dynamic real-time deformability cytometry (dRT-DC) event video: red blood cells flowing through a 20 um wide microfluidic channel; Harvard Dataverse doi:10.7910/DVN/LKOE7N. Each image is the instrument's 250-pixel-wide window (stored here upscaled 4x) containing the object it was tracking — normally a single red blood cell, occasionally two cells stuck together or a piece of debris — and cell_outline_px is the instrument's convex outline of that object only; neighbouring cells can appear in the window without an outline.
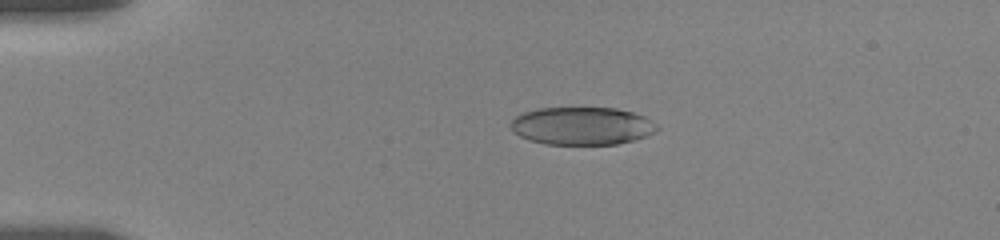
{"species": "human", "species_latin": "Homo sapiens", "temperature_condition": "room temperature", "stored_images_in_passage": 60, "camera_frame_rate_fps": 3000, "um_per_image_px": 0.085, "donor": {"sex": "female"}, "frame": {"image": 1, "passage_image": 17, "time_ms": 3.333, "image_size_px": [1000, 240], "cell_outline_px": [[660, 128], [656, 132], [648, 136], [616, 144], [544, 144], [528, 140], [512, 132], [512, 120], [516, 116], [524, 112], [536, 108], [616, 108], [632, 112], [644, 116], [656, 124]], "centroid_in_image_um": [49.47, 10.7], "position_along_channel_um": 35.5, "area_um2": 32.31}}
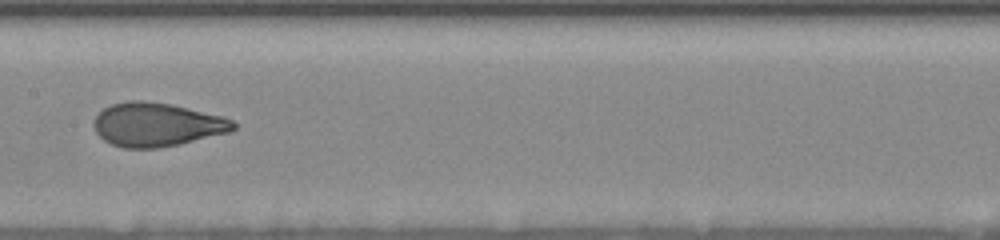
{"frame": {"image": 2, "passage_image": 35, "time_ms": 9.0, "image_size_px": [1000, 240], "cell_outline_px": [[236, 128], [232, 132], [180, 144], [156, 148], [124, 148], [112, 144], [104, 140], [96, 132], [92, 124], [92, 120], [104, 108], [112, 104], [128, 100], [140, 100], [172, 104], [224, 116], [232, 120], [236, 124]], "centroid_in_image_um": [13.35, 10.59], "position_along_channel_um": 194.1, "area_um2": 35.84}}
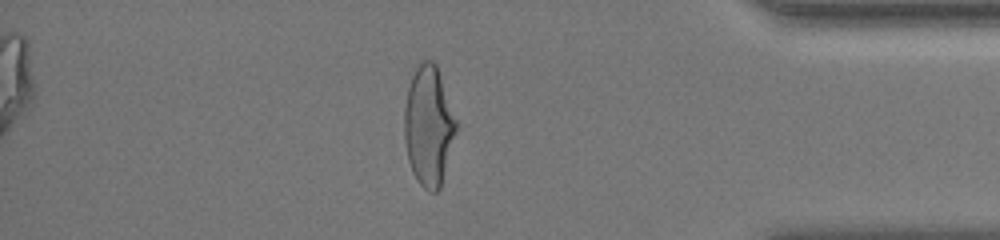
{"frame": {"image": 3, "passage_image": 52, "time_ms": 15.333, "image_size_px": [1000, 240], "cell_outline_px": [[460, 124], [440, 188], [436, 192], [428, 192], [416, 180], [412, 172], [408, 160], [404, 140], [404, 108], [408, 88], [412, 76], [420, 60], [432, 60], [436, 64]], "centroid_in_image_um": [36.47, 10.71], "position_along_channel_um": 398.7, "area_um2": 37.05}, "authors_computed_cell_mechanics": {"area_um2": 34.969, "velocity_mm_per_s": 3.6383, "shape_relaxation_time_tau1_ms": 4.56, "shape_relaxation_time_tau2_ms": null, "deformation_change_tau1": 0.1854, "deformation_change_tau2": null}}